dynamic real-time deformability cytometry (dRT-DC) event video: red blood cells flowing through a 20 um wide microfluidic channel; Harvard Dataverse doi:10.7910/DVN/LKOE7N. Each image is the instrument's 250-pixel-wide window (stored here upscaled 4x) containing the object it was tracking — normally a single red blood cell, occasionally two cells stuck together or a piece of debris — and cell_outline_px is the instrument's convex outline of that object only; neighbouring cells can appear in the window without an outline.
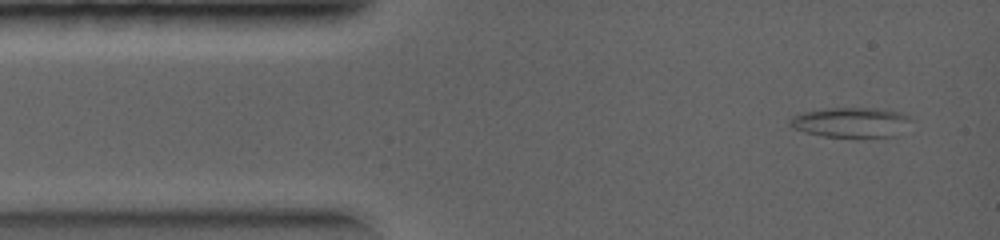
{"species": "common noctule bat (a hibernating species)", "species_latin": "Nyctalus noctula", "temperature_condition": "warm", "stored_images_in_passage": 4, "camera_frame_rate_fps": 5000, "um_per_image_px": 0.085, "animal": {"sex": "female", "body_mass_g": 19.0, "forearm_length_mm": 56.7}, "frame": {"image": 1, "passage_image": 1, "time_ms": 0.0, "image_size_px": [1000, 240], "cell_outline_px": [[912, 120], [892, 136], [820, 136], [804, 132], [792, 128], [788, 124], [788, 120], [792, 116], [800, 112], [824, 108], [876, 108], [900, 112], [908, 116]], "centroid_in_image_um": [72.21, 10.37], "position_along_channel_um": 12.8, "area_um2": 20.92}}